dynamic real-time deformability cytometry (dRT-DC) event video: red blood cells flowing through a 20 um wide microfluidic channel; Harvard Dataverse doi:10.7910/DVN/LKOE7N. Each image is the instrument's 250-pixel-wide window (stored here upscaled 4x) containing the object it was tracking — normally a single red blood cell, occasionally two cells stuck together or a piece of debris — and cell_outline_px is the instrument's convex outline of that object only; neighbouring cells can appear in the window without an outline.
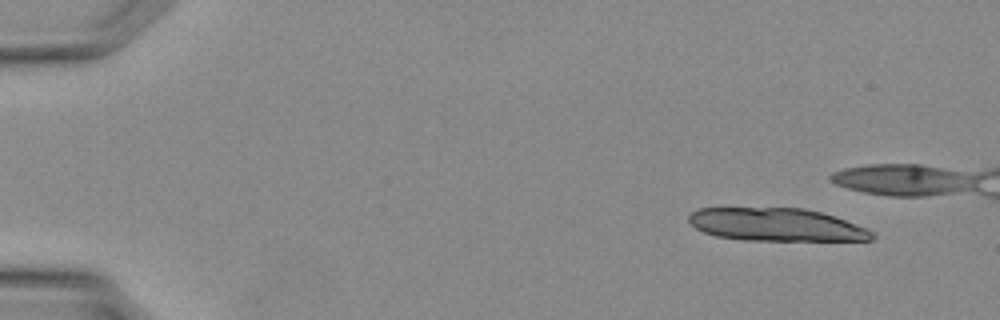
{"species": "Egyptian fruit bat (a non-hibernating species)", "species_latin": "Rousettus aegyptiacus", "temperature_condition": "warm", "stored_images_in_passage": 14, "camera_frame_rate_fps": 3000, "um_per_image_px": 0.085, "animal": {"sex": "female"}, "frame": {"image": 1, "passage_image": 3, "time_ms": 0.667, "image_size_px": [1000, 320], "cell_outline_px": [[876, 236], [872, 240], [744, 240], [716, 236], [704, 232], [696, 228], [688, 220], [688, 216], [692, 212], [700, 208], [804, 208], [820, 212], [844, 220], [876, 232]], "centroid_in_image_um": [65.99, 19.1], "position_along_channel_um": 19.0, "area_um2": 34.91}}